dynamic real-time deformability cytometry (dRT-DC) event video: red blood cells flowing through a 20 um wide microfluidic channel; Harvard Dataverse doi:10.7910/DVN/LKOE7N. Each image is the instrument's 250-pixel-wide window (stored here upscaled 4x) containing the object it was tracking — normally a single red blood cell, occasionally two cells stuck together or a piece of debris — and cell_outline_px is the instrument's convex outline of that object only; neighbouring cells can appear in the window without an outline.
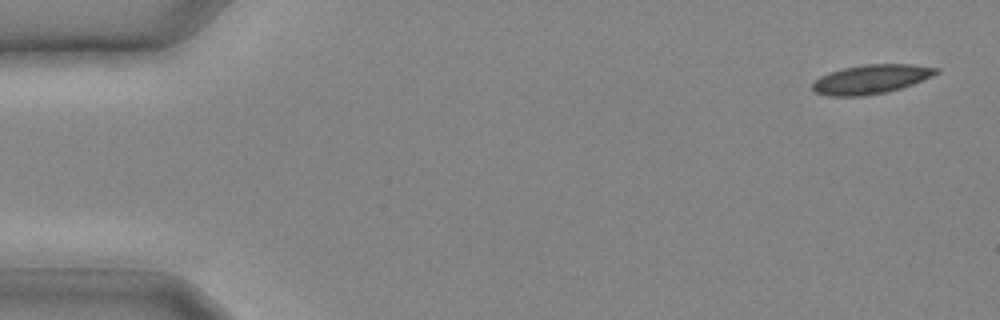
{"species": "common noctule bat (a hibernating species)", "species_latin": "Nyctalus noctula", "temperature_condition": "cold", "stored_images_in_passage": 13, "camera_frame_rate_fps": 3000, "um_per_image_px": 0.085, "animal": {"sex": "male", "body_mass_g": 20.4}, "frame": {"image": 1, "passage_image": 1, "time_ms": 0.0, "image_size_px": [1000, 320], "cell_outline_px": [[940, 72], [932, 76], [912, 84], [900, 88], [884, 92], [864, 96], [828, 96], [816, 92], [812, 88], [812, 84], [820, 76], [828, 72], [844, 68], [864, 64], [912, 64], [940, 68]], "centroid_in_image_um": [74.04, 6.72], "position_along_channel_um": 11.0, "area_um2": 20.92}}
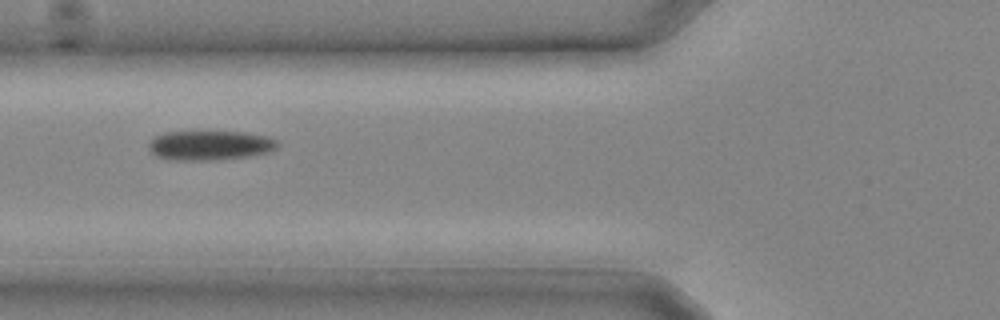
{"frame": {"image": 2, "passage_image": 10, "time_ms": 3.0, "image_size_px": [1000, 320], "cell_outline_px": [[280, 144], [276, 148], [268, 152], [252, 156], [216, 160], [168, 160], [156, 156], [148, 148], [148, 144], [152, 136], [164, 132], [244, 132], [268, 136], [276, 140]], "centroid_in_image_um": [17.82, 12.36], "position_along_channel_um": 108.0, "area_um2": 22.48}}
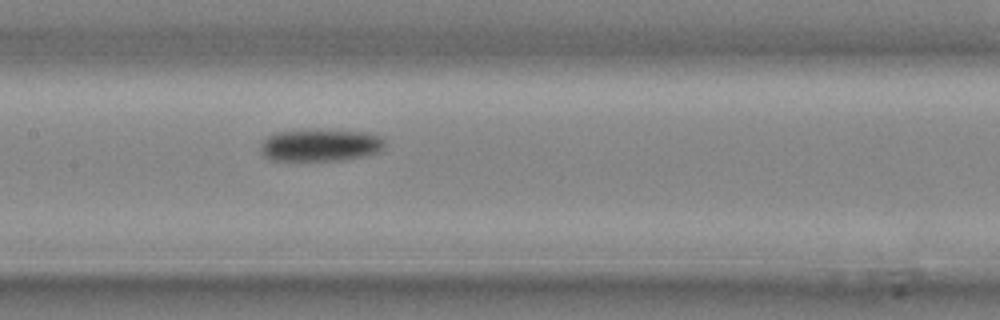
{"frame": {"image": 3, "passage_image": 13, "time_ms": 4.0, "image_size_px": [1000, 320], "cell_outline_px": [[384, 148], [380, 152], [364, 156], [344, 160], [268, 160], [260, 152], [260, 144], [268, 136], [276, 132], [364, 132], [380, 136], [384, 140]], "centroid_in_image_um": [27.22, 12.39], "position_along_channel_um": 180.2, "area_um2": 22.6}}